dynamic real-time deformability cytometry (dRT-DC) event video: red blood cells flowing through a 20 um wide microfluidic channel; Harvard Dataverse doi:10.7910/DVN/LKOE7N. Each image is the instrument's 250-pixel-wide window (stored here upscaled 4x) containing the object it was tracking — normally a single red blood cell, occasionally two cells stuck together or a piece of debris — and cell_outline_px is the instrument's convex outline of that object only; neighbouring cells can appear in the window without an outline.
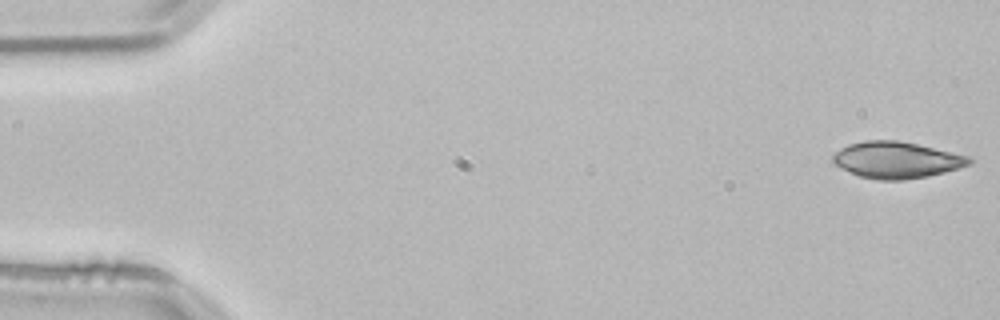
{"species": "common noctule bat (a hibernating species)", "species_latin": "Nyctalus noctula", "temperature_condition": "room temperature", "stored_images_in_passage": 11, "camera_frame_rate_fps": 3000, "um_per_image_px": 0.085, "animal": {"sex": "male", "body_mass_g": 21.5, "forearm_length_mm": 52.0}, "frame": {"image": 1, "passage_image": 1, "time_ms": 0.0, "image_size_px": [1000, 320], "cell_outline_px": [[976, 160], [972, 164], [944, 172], [928, 176], [904, 180], [876, 180], [860, 176], [840, 168], [832, 160], [832, 156], [840, 148], [848, 144], [864, 140], [896, 140], [916, 144], [968, 156]], "centroid_in_image_um": [76.2, 13.6], "position_along_channel_um": 8.8, "area_um2": 28.96}}